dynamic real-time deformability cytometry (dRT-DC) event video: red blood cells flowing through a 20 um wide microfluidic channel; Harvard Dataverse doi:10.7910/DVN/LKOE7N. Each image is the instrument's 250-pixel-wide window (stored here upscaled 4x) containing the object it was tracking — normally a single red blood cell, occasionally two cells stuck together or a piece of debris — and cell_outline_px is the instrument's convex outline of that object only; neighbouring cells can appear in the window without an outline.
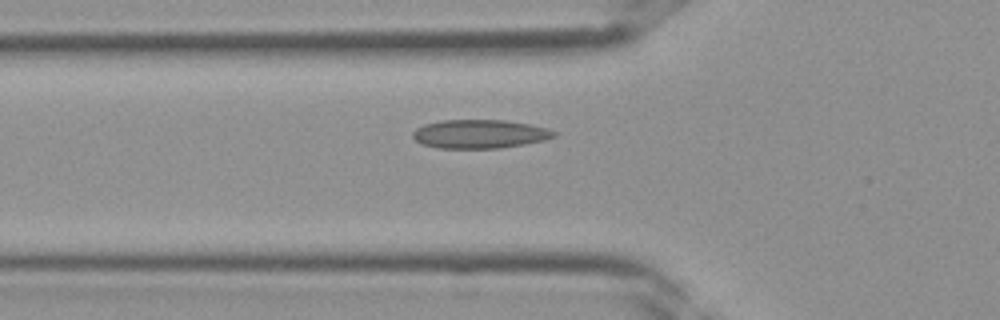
{"species": "Egyptian fruit bat (a non-hibernating species)", "species_latin": "Rousettus aegyptiacus", "temperature_condition": "room temperature", "stored_images_in_passage": 30, "camera_frame_rate_fps": 3000, "um_per_image_px": 0.085, "frame": {"image": 1, "passage_image": 8, "time_ms": 2.333, "image_size_px": [1000, 320], "cell_outline_px": [[556, 136], [544, 140], [524, 144], [500, 148], [440, 148], [420, 144], [412, 136], [412, 132], [416, 128], [424, 124], [444, 120], [504, 120], [528, 124], [548, 128], [556, 132]], "centroid_in_image_um": [40.76, 11.39], "position_along_channel_um": 85.0, "area_um2": 23.58}}
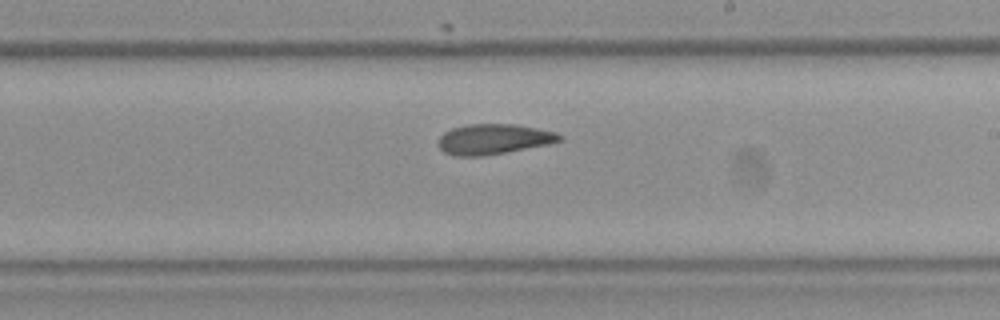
{"frame": {"image": 2, "passage_image": 17, "time_ms": 5.333, "image_size_px": [1000, 320], "cell_outline_px": [[564, 140], [548, 144], [484, 156], [452, 156], [444, 152], [436, 144], [440, 136], [444, 132], [452, 128], [468, 124], [516, 124], [556, 132], [564, 136]], "centroid_in_image_um": [41.94, 11.83], "position_along_channel_um": 247.1, "area_um2": 21.56}}
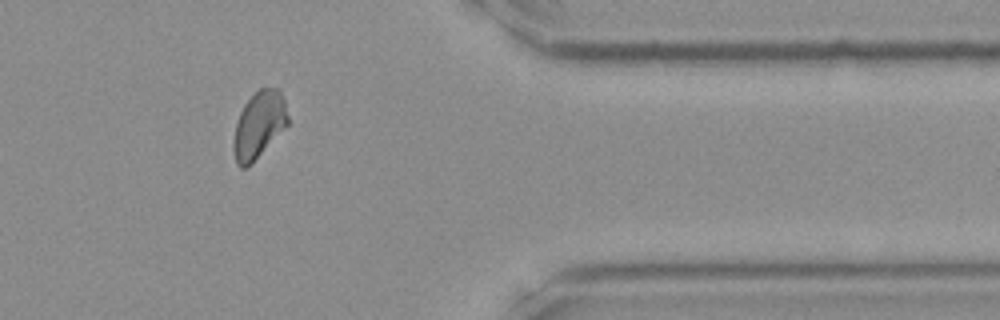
{"frame": {"image": 3, "passage_image": 26, "time_ms": 8.333, "image_size_px": [1000, 320], "cell_outline_px": [[288, 124], [252, 164], [248, 168], [240, 168], [236, 164], [232, 148], [232, 144], [236, 124], [240, 112], [244, 104], [260, 88], [280, 88], [284, 100], [288, 116]], "centroid_in_image_um": [21.99, 10.65], "position_along_channel_um": 389.4, "area_um2": 21.21}}